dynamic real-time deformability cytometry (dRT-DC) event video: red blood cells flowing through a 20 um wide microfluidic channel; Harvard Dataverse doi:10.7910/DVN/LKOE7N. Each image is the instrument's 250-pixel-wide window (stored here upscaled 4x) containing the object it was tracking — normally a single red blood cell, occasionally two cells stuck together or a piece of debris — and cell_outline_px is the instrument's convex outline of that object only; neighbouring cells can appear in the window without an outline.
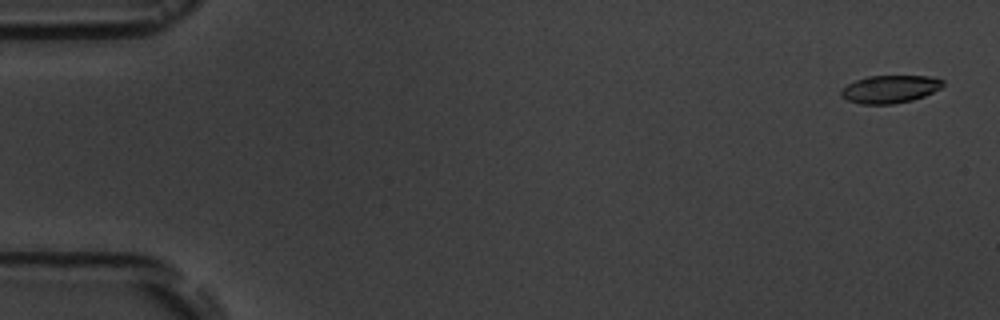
{"species": "common noctule bat (a hibernating species)", "species_latin": "Nyctalus noctula", "temperature_condition": "room temperature", "stored_images_in_passage": 5, "segment_of_instrument_passage": [1, 2], "camera_frame_rate_fps": 3000, "um_per_image_px": 0.085, "animal": {"sex": "male", "body_mass_g": 19.5, "forearm_length_mm": 54.6}, "frame": {"image": 1, "passage_image": 1, "time_ms": 0.0, "image_size_px": [1000, 320], "cell_outline_px": [[944, 84], [940, 88], [924, 96], [912, 100], [892, 104], [860, 104], [848, 100], [840, 96], [840, 88], [856, 80], [868, 76], [928, 76], [944, 80]], "centroid_in_image_um": [75.61, 7.57], "position_along_channel_um": 9.4, "area_um2": 16.47}}
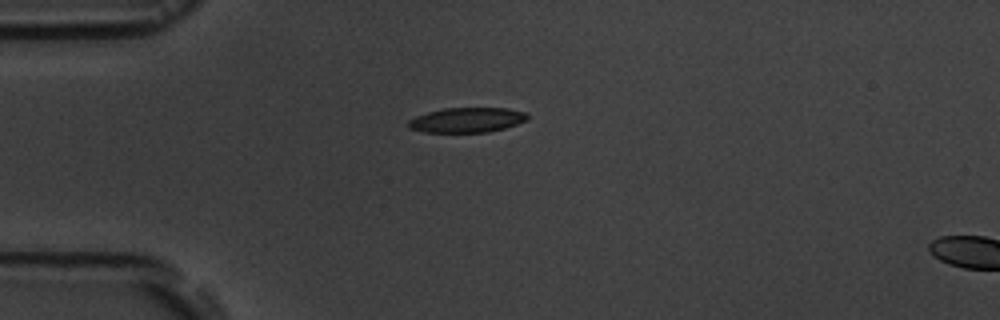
{"frame": {"image": 2, "passage_image": 4, "time_ms": 4.333, "image_size_px": [1000, 320], "cell_outline_px": [[528, 120], [504, 128], [488, 132], [424, 132], [408, 128], [408, 120], [416, 116], [428, 112], [444, 108], [508, 108], [528, 112]], "centroid_in_image_um": [39.71, 10.19], "position_along_channel_um": 45.3, "area_um2": 17.34}}